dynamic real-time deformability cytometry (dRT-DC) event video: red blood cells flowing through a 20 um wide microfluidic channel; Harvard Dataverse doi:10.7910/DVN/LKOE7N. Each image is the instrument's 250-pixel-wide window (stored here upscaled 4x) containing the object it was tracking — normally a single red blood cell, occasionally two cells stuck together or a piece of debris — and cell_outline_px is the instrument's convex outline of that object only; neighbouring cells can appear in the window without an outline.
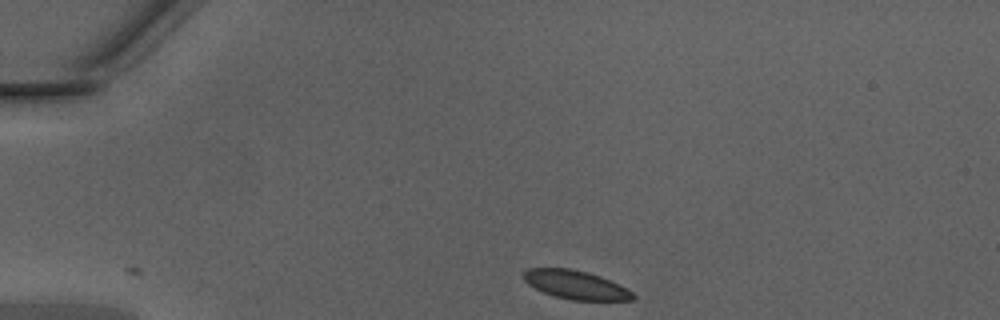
{"species": "Egyptian fruit bat (a non-hibernating species)", "species_latin": "Rousettus aegyptiacus", "temperature_condition": "warm", "stored_images_in_passage": 28, "camera_frame_rate_fps": 3000, "um_per_image_px": 0.085, "animal": {"sex": "male"}, "frame": {"image": 1, "passage_image": 1, "time_ms": 0.0, "image_size_px": [1000, 320], "cell_outline_px": [[636, 296], [632, 300], [572, 300], [552, 296], [528, 284], [524, 280], [524, 272], [528, 268], [572, 268], [588, 272], [600, 276], [632, 292]], "centroid_in_image_um": [48.9, 24.2], "position_along_channel_um": 36.1, "area_um2": 18.03}}
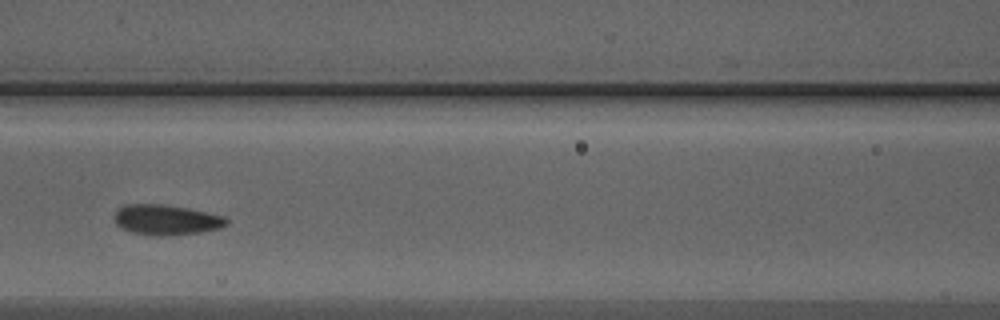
{"frame": {"image": 2, "passage_image": 13, "time_ms": 4.0, "image_size_px": [1000, 320], "cell_outline_px": [[228, 224], [220, 228], [204, 232], [164, 236], [152, 236], [132, 232], [116, 224], [116, 208], [124, 204], [164, 204], [188, 208], [224, 216], [228, 220]], "centroid_in_image_um": [14.15, 18.68], "position_along_channel_um": 152.4, "area_um2": 19.88}}
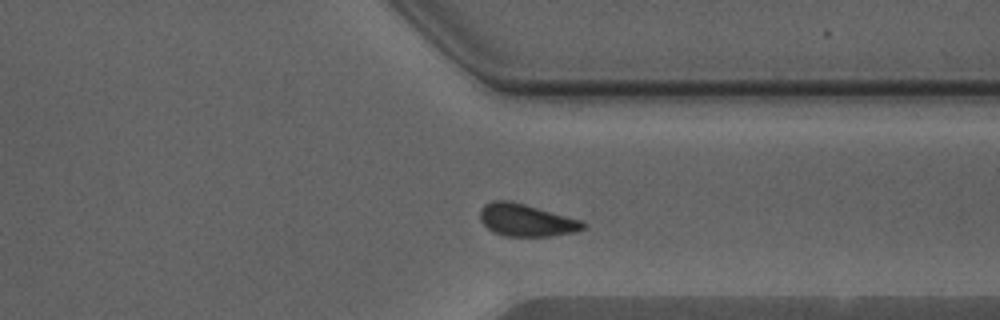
{"frame": {"image": 3, "passage_image": 28, "time_ms": 9.0, "image_size_px": [1000, 320], "cell_outline_px": [[588, 224], [584, 228], [576, 232], [548, 236], [504, 236], [492, 232], [480, 220], [480, 208], [484, 204], [492, 200], [508, 200], [524, 204], [580, 220]], "centroid_in_image_um": [44.69, 18.71], "position_along_channel_um": 366.7, "area_um2": 19.36}}